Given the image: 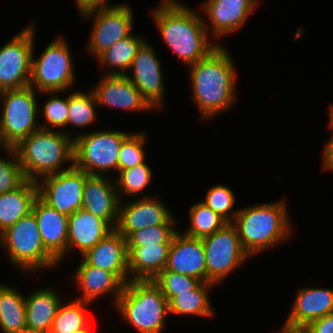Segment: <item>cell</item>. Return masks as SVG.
Returning a JSON list of instances; mask_svg holds the SVG:
<instances>
[{
  "label": "cell",
  "instance_id": "obj_21",
  "mask_svg": "<svg viewBox=\"0 0 333 333\" xmlns=\"http://www.w3.org/2000/svg\"><path fill=\"white\" fill-rule=\"evenodd\" d=\"M44 247L58 260L67 256L68 216L37 197L32 206ZM62 261V262H61Z\"/></svg>",
  "mask_w": 333,
  "mask_h": 333
},
{
  "label": "cell",
  "instance_id": "obj_32",
  "mask_svg": "<svg viewBox=\"0 0 333 333\" xmlns=\"http://www.w3.org/2000/svg\"><path fill=\"white\" fill-rule=\"evenodd\" d=\"M153 176L152 168L146 161L142 164L136 165L135 167L120 171L117 178H114L120 201H124L127 196H130L131 198L133 197V199L141 196H152L149 194L146 195L145 189L148 185H150L151 181H153ZM142 192L143 195H141Z\"/></svg>",
  "mask_w": 333,
  "mask_h": 333
},
{
  "label": "cell",
  "instance_id": "obj_39",
  "mask_svg": "<svg viewBox=\"0 0 333 333\" xmlns=\"http://www.w3.org/2000/svg\"><path fill=\"white\" fill-rule=\"evenodd\" d=\"M169 301L179 293L196 289L202 281L174 271L163 270L152 280Z\"/></svg>",
  "mask_w": 333,
  "mask_h": 333
},
{
  "label": "cell",
  "instance_id": "obj_48",
  "mask_svg": "<svg viewBox=\"0 0 333 333\" xmlns=\"http://www.w3.org/2000/svg\"><path fill=\"white\" fill-rule=\"evenodd\" d=\"M22 333H37V332L25 331V332H22Z\"/></svg>",
  "mask_w": 333,
  "mask_h": 333
},
{
  "label": "cell",
  "instance_id": "obj_28",
  "mask_svg": "<svg viewBox=\"0 0 333 333\" xmlns=\"http://www.w3.org/2000/svg\"><path fill=\"white\" fill-rule=\"evenodd\" d=\"M145 38L132 33L102 52L95 61L99 68L106 70V74L103 75H126L138 49L146 41Z\"/></svg>",
  "mask_w": 333,
  "mask_h": 333
},
{
  "label": "cell",
  "instance_id": "obj_11",
  "mask_svg": "<svg viewBox=\"0 0 333 333\" xmlns=\"http://www.w3.org/2000/svg\"><path fill=\"white\" fill-rule=\"evenodd\" d=\"M27 24L0 47V92L29 86L36 26Z\"/></svg>",
  "mask_w": 333,
  "mask_h": 333
},
{
  "label": "cell",
  "instance_id": "obj_46",
  "mask_svg": "<svg viewBox=\"0 0 333 333\" xmlns=\"http://www.w3.org/2000/svg\"><path fill=\"white\" fill-rule=\"evenodd\" d=\"M93 322H91L87 327H85V328H83V329H81V330H78V331H75V332H73V333H93L92 332V326H93V324H92Z\"/></svg>",
  "mask_w": 333,
  "mask_h": 333
},
{
  "label": "cell",
  "instance_id": "obj_26",
  "mask_svg": "<svg viewBox=\"0 0 333 333\" xmlns=\"http://www.w3.org/2000/svg\"><path fill=\"white\" fill-rule=\"evenodd\" d=\"M170 245L127 247L130 280H153L166 267Z\"/></svg>",
  "mask_w": 333,
  "mask_h": 333
},
{
  "label": "cell",
  "instance_id": "obj_40",
  "mask_svg": "<svg viewBox=\"0 0 333 333\" xmlns=\"http://www.w3.org/2000/svg\"><path fill=\"white\" fill-rule=\"evenodd\" d=\"M5 155L0 156V194L15 190L26 180L15 149H7Z\"/></svg>",
  "mask_w": 333,
  "mask_h": 333
},
{
  "label": "cell",
  "instance_id": "obj_6",
  "mask_svg": "<svg viewBox=\"0 0 333 333\" xmlns=\"http://www.w3.org/2000/svg\"><path fill=\"white\" fill-rule=\"evenodd\" d=\"M0 247L7 253L13 268L16 266L27 275L59 266L58 260L43 245L33 212L0 234Z\"/></svg>",
  "mask_w": 333,
  "mask_h": 333
},
{
  "label": "cell",
  "instance_id": "obj_9",
  "mask_svg": "<svg viewBox=\"0 0 333 333\" xmlns=\"http://www.w3.org/2000/svg\"><path fill=\"white\" fill-rule=\"evenodd\" d=\"M37 93L31 86L0 92V132L10 148L41 129Z\"/></svg>",
  "mask_w": 333,
  "mask_h": 333
},
{
  "label": "cell",
  "instance_id": "obj_43",
  "mask_svg": "<svg viewBox=\"0 0 333 333\" xmlns=\"http://www.w3.org/2000/svg\"><path fill=\"white\" fill-rule=\"evenodd\" d=\"M321 157L322 170L333 172V135L323 145Z\"/></svg>",
  "mask_w": 333,
  "mask_h": 333
},
{
  "label": "cell",
  "instance_id": "obj_8",
  "mask_svg": "<svg viewBox=\"0 0 333 333\" xmlns=\"http://www.w3.org/2000/svg\"><path fill=\"white\" fill-rule=\"evenodd\" d=\"M129 132L119 129L97 130L74 136V166L88 175L109 176L108 171L118 173L120 146Z\"/></svg>",
  "mask_w": 333,
  "mask_h": 333
},
{
  "label": "cell",
  "instance_id": "obj_3",
  "mask_svg": "<svg viewBox=\"0 0 333 333\" xmlns=\"http://www.w3.org/2000/svg\"><path fill=\"white\" fill-rule=\"evenodd\" d=\"M285 198L239 209L232 224L237 229L243 249L250 257L254 258L291 239L294 226Z\"/></svg>",
  "mask_w": 333,
  "mask_h": 333
},
{
  "label": "cell",
  "instance_id": "obj_30",
  "mask_svg": "<svg viewBox=\"0 0 333 333\" xmlns=\"http://www.w3.org/2000/svg\"><path fill=\"white\" fill-rule=\"evenodd\" d=\"M0 333H22L26 329L25 295L0 283Z\"/></svg>",
  "mask_w": 333,
  "mask_h": 333
},
{
  "label": "cell",
  "instance_id": "obj_19",
  "mask_svg": "<svg viewBox=\"0 0 333 333\" xmlns=\"http://www.w3.org/2000/svg\"><path fill=\"white\" fill-rule=\"evenodd\" d=\"M88 265L113 273L124 285L130 280L127 239L115 229L81 257Z\"/></svg>",
  "mask_w": 333,
  "mask_h": 333
},
{
  "label": "cell",
  "instance_id": "obj_2",
  "mask_svg": "<svg viewBox=\"0 0 333 333\" xmlns=\"http://www.w3.org/2000/svg\"><path fill=\"white\" fill-rule=\"evenodd\" d=\"M232 57L225 45H219L207 57L188 66L192 98L202 121L228 112L235 105L238 75Z\"/></svg>",
  "mask_w": 333,
  "mask_h": 333
},
{
  "label": "cell",
  "instance_id": "obj_18",
  "mask_svg": "<svg viewBox=\"0 0 333 333\" xmlns=\"http://www.w3.org/2000/svg\"><path fill=\"white\" fill-rule=\"evenodd\" d=\"M120 199L113 176L88 175L82 209L105 220L113 229L118 221Z\"/></svg>",
  "mask_w": 333,
  "mask_h": 333
},
{
  "label": "cell",
  "instance_id": "obj_41",
  "mask_svg": "<svg viewBox=\"0 0 333 333\" xmlns=\"http://www.w3.org/2000/svg\"><path fill=\"white\" fill-rule=\"evenodd\" d=\"M306 329L308 333H333V313L310 322Z\"/></svg>",
  "mask_w": 333,
  "mask_h": 333
},
{
  "label": "cell",
  "instance_id": "obj_36",
  "mask_svg": "<svg viewBox=\"0 0 333 333\" xmlns=\"http://www.w3.org/2000/svg\"><path fill=\"white\" fill-rule=\"evenodd\" d=\"M206 206L210 207L227 223H232L239 209H235L236 195L230 186L226 184H216L212 186L200 200Z\"/></svg>",
  "mask_w": 333,
  "mask_h": 333
},
{
  "label": "cell",
  "instance_id": "obj_17",
  "mask_svg": "<svg viewBox=\"0 0 333 333\" xmlns=\"http://www.w3.org/2000/svg\"><path fill=\"white\" fill-rule=\"evenodd\" d=\"M98 106L125 110L127 112L152 111L140 91L125 75H102L101 80L90 88Z\"/></svg>",
  "mask_w": 333,
  "mask_h": 333
},
{
  "label": "cell",
  "instance_id": "obj_22",
  "mask_svg": "<svg viewBox=\"0 0 333 333\" xmlns=\"http://www.w3.org/2000/svg\"><path fill=\"white\" fill-rule=\"evenodd\" d=\"M74 271L71 275L72 282L82 291L75 299L93 304L104 294H111V303L115 307L124 284L113 273L88 265L83 259Z\"/></svg>",
  "mask_w": 333,
  "mask_h": 333
},
{
  "label": "cell",
  "instance_id": "obj_37",
  "mask_svg": "<svg viewBox=\"0 0 333 333\" xmlns=\"http://www.w3.org/2000/svg\"><path fill=\"white\" fill-rule=\"evenodd\" d=\"M176 217H172L165 225L151 226L133 232L127 238V247H143L147 245L171 244L176 229Z\"/></svg>",
  "mask_w": 333,
  "mask_h": 333
},
{
  "label": "cell",
  "instance_id": "obj_33",
  "mask_svg": "<svg viewBox=\"0 0 333 333\" xmlns=\"http://www.w3.org/2000/svg\"><path fill=\"white\" fill-rule=\"evenodd\" d=\"M189 224L184 235L192 238L202 239L221 229L227 222L215 213L210 207L203 202H193L188 211Z\"/></svg>",
  "mask_w": 333,
  "mask_h": 333
},
{
  "label": "cell",
  "instance_id": "obj_24",
  "mask_svg": "<svg viewBox=\"0 0 333 333\" xmlns=\"http://www.w3.org/2000/svg\"><path fill=\"white\" fill-rule=\"evenodd\" d=\"M113 230L105 220L84 209L77 210L68 216L67 254L78 250L82 256Z\"/></svg>",
  "mask_w": 333,
  "mask_h": 333
},
{
  "label": "cell",
  "instance_id": "obj_34",
  "mask_svg": "<svg viewBox=\"0 0 333 333\" xmlns=\"http://www.w3.org/2000/svg\"><path fill=\"white\" fill-rule=\"evenodd\" d=\"M80 91L69 93L67 127L70 125L80 129L97 121L98 104L94 92L91 89L88 92Z\"/></svg>",
  "mask_w": 333,
  "mask_h": 333
},
{
  "label": "cell",
  "instance_id": "obj_16",
  "mask_svg": "<svg viewBox=\"0 0 333 333\" xmlns=\"http://www.w3.org/2000/svg\"><path fill=\"white\" fill-rule=\"evenodd\" d=\"M165 203L155 195L120 201L115 230L127 239L140 229L165 225L174 216Z\"/></svg>",
  "mask_w": 333,
  "mask_h": 333
},
{
  "label": "cell",
  "instance_id": "obj_10",
  "mask_svg": "<svg viewBox=\"0 0 333 333\" xmlns=\"http://www.w3.org/2000/svg\"><path fill=\"white\" fill-rule=\"evenodd\" d=\"M202 242L206 257V283L219 286L251 258L243 249L232 223H226L217 232L202 238Z\"/></svg>",
  "mask_w": 333,
  "mask_h": 333
},
{
  "label": "cell",
  "instance_id": "obj_4",
  "mask_svg": "<svg viewBox=\"0 0 333 333\" xmlns=\"http://www.w3.org/2000/svg\"><path fill=\"white\" fill-rule=\"evenodd\" d=\"M68 132L40 129L14 148L26 180L37 182L74 166V136Z\"/></svg>",
  "mask_w": 333,
  "mask_h": 333
},
{
  "label": "cell",
  "instance_id": "obj_35",
  "mask_svg": "<svg viewBox=\"0 0 333 333\" xmlns=\"http://www.w3.org/2000/svg\"><path fill=\"white\" fill-rule=\"evenodd\" d=\"M61 93L65 92H41L40 96L50 95L44 104L39 105V116H43V123H40V127L43 130H55L63 131L67 126L68 120V106H69V94L62 98ZM58 94H60L58 96ZM65 127V128H64ZM55 128V129H54Z\"/></svg>",
  "mask_w": 333,
  "mask_h": 333
},
{
  "label": "cell",
  "instance_id": "obj_23",
  "mask_svg": "<svg viewBox=\"0 0 333 333\" xmlns=\"http://www.w3.org/2000/svg\"><path fill=\"white\" fill-rule=\"evenodd\" d=\"M284 323L306 327L310 322L333 313V289L300 287Z\"/></svg>",
  "mask_w": 333,
  "mask_h": 333
},
{
  "label": "cell",
  "instance_id": "obj_42",
  "mask_svg": "<svg viewBox=\"0 0 333 333\" xmlns=\"http://www.w3.org/2000/svg\"><path fill=\"white\" fill-rule=\"evenodd\" d=\"M108 2H110V0H75L79 16L91 10L120 5V3L114 5Z\"/></svg>",
  "mask_w": 333,
  "mask_h": 333
},
{
  "label": "cell",
  "instance_id": "obj_45",
  "mask_svg": "<svg viewBox=\"0 0 333 333\" xmlns=\"http://www.w3.org/2000/svg\"><path fill=\"white\" fill-rule=\"evenodd\" d=\"M329 108V122H328V129L333 132V104H330V106H328ZM333 134V133H332Z\"/></svg>",
  "mask_w": 333,
  "mask_h": 333
},
{
  "label": "cell",
  "instance_id": "obj_5",
  "mask_svg": "<svg viewBox=\"0 0 333 333\" xmlns=\"http://www.w3.org/2000/svg\"><path fill=\"white\" fill-rule=\"evenodd\" d=\"M114 308L138 333H163L167 326L168 301L152 280H129Z\"/></svg>",
  "mask_w": 333,
  "mask_h": 333
},
{
  "label": "cell",
  "instance_id": "obj_13",
  "mask_svg": "<svg viewBox=\"0 0 333 333\" xmlns=\"http://www.w3.org/2000/svg\"><path fill=\"white\" fill-rule=\"evenodd\" d=\"M88 174L75 166L39 179L38 197L59 213L70 216L82 209L84 183Z\"/></svg>",
  "mask_w": 333,
  "mask_h": 333
},
{
  "label": "cell",
  "instance_id": "obj_14",
  "mask_svg": "<svg viewBox=\"0 0 333 333\" xmlns=\"http://www.w3.org/2000/svg\"><path fill=\"white\" fill-rule=\"evenodd\" d=\"M150 41L138 49L126 77L140 91L142 98L156 111L164 109L166 86L162 62ZM130 74V75H129Z\"/></svg>",
  "mask_w": 333,
  "mask_h": 333
},
{
  "label": "cell",
  "instance_id": "obj_31",
  "mask_svg": "<svg viewBox=\"0 0 333 333\" xmlns=\"http://www.w3.org/2000/svg\"><path fill=\"white\" fill-rule=\"evenodd\" d=\"M89 307L90 303L75 298L61 303L49 333H73L87 327L92 322L85 313Z\"/></svg>",
  "mask_w": 333,
  "mask_h": 333
},
{
  "label": "cell",
  "instance_id": "obj_1",
  "mask_svg": "<svg viewBox=\"0 0 333 333\" xmlns=\"http://www.w3.org/2000/svg\"><path fill=\"white\" fill-rule=\"evenodd\" d=\"M151 11L166 47L188 67L207 57L219 45L212 42L202 13L179 0H161ZM219 42V43H218Z\"/></svg>",
  "mask_w": 333,
  "mask_h": 333
},
{
  "label": "cell",
  "instance_id": "obj_25",
  "mask_svg": "<svg viewBox=\"0 0 333 333\" xmlns=\"http://www.w3.org/2000/svg\"><path fill=\"white\" fill-rule=\"evenodd\" d=\"M63 302L54 288L42 287L25 294L26 329L49 333L60 304Z\"/></svg>",
  "mask_w": 333,
  "mask_h": 333
},
{
  "label": "cell",
  "instance_id": "obj_7",
  "mask_svg": "<svg viewBox=\"0 0 333 333\" xmlns=\"http://www.w3.org/2000/svg\"><path fill=\"white\" fill-rule=\"evenodd\" d=\"M70 44L57 36L36 56L33 51L29 86L41 92H66L76 82Z\"/></svg>",
  "mask_w": 333,
  "mask_h": 333
},
{
  "label": "cell",
  "instance_id": "obj_20",
  "mask_svg": "<svg viewBox=\"0 0 333 333\" xmlns=\"http://www.w3.org/2000/svg\"><path fill=\"white\" fill-rule=\"evenodd\" d=\"M164 270L198 278L206 283V257L202 239L178 231L171 242Z\"/></svg>",
  "mask_w": 333,
  "mask_h": 333
},
{
  "label": "cell",
  "instance_id": "obj_47",
  "mask_svg": "<svg viewBox=\"0 0 333 333\" xmlns=\"http://www.w3.org/2000/svg\"><path fill=\"white\" fill-rule=\"evenodd\" d=\"M0 148L2 151H6L7 149H9L10 147L4 142L2 133L0 132ZM4 149V150H3Z\"/></svg>",
  "mask_w": 333,
  "mask_h": 333
},
{
  "label": "cell",
  "instance_id": "obj_12",
  "mask_svg": "<svg viewBox=\"0 0 333 333\" xmlns=\"http://www.w3.org/2000/svg\"><path fill=\"white\" fill-rule=\"evenodd\" d=\"M133 12V8L127 3H121L81 14L82 19L92 18L93 21L86 45L88 54L96 59L118 40L130 36L134 28Z\"/></svg>",
  "mask_w": 333,
  "mask_h": 333
},
{
  "label": "cell",
  "instance_id": "obj_44",
  "mask_svg": "<svg viewBox=\"0 0 333 333\" xmlns=\"http://www.w3.org/2000/svg\"><path fill=\"white\" fill-rule=\"evenodd\" d=\"M278 333H308L306 327L291 326L286 323H282Z\"/></svg>",
  "mask_w": 333,
  "mask_h": 333
},
{
  "label": "cell",
  "instance_id": "obj_27",
  "mask_svg": "<svg viewBox=\"0 0 333 333\" xmlns=\"http://www.w3.org/2000/svg\"><path fill=\"white\" fill-rule=\"evenodd\" d=\"M37 197V183L31 180H25L13 191L0 194V234L32 212Z\"/></svg>",
  "mask_w": 333,
  "mask_h": 333
},
{
  "label": "cell",
  "instance_id": "obj_38",
  "mask_svg": "<svg viewBox=\"0 0 333 333\" xmlns=\"http://www.w3.org/2000/svg\"><path fill=\"white\" fill-rule=\"evenodd\" d=\"M147 133L131 132L122 142L119 151L118 173L146 161L145 144L147 143Z\"/></svg>",
  "mask_w": 333,
  "mask_h": 333
},
{
  "label": "cell",
  "instance_id": "obj_29",
  "mask_svg": "<svg viewBox=\"0 0 333 333\" xmlns=\"http://www.w3.org/2000/svg\"><path fill=\"white\" fill-rule=\"evenodd\" d=\"M214 283L202 282L196 289L188 292L179 293L168 301L169 315L176 316H197V317H213L214 308L209 299V292L215 288Z\"/></svg>",
  "mask_w": 333,
  "mask_h": 333
},
{
  "label": "cell",
  "instance_id": "obj_15",
  "mask_svg": "<svg viewBox=\"0 0 333 333\" xmlns=\"http://www.w3.org/2000/svg\"><path fill=\"white\" fill-rule=\"evenodd\" d=\"M258 5L259 0H205L199 10L210 37L217 40L242 29Z\"/></svg>",
  "mask_w": 333,
  "mask_h": 333
}]
</instances>
